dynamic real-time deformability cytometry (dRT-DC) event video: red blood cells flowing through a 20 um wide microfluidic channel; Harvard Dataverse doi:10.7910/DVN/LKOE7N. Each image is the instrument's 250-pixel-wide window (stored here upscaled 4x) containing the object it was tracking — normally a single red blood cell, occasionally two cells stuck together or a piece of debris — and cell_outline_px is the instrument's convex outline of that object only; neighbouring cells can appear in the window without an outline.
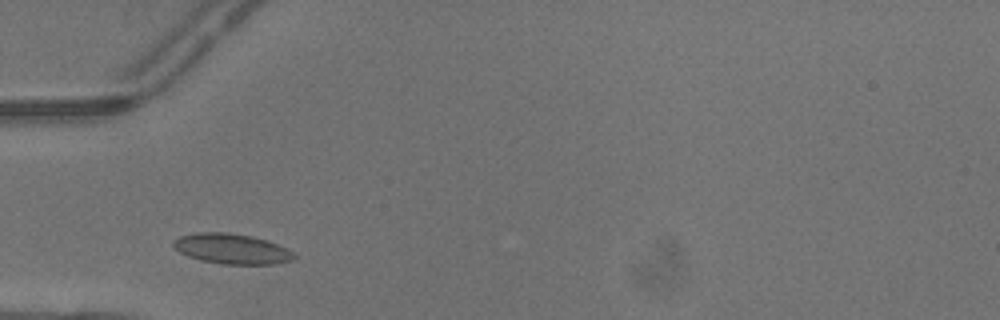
{"species": "common noctule bat (a hibernating species)", "species_latin": "Nyctalus noctula", "temperature_condition": "warm", "stored_images_in_passage": 2, "camera_frame_rate_fps": 3000, "um_per_image_px": 0.085, "animal": {"sex": "male", "body_mass_g": 13.3}, "frame": {"image": 1, "passage_image": 1, "time_ms": 0.0, "image_size_px": [1000, 320], "cell_outline_px": [[296, 260], [276, 264], [220, 264], [200, 260], [188, 256], [172, 248], [172, 240], [180, 236], [196, 232], [224, 232], [252, 236], [268, 240], [292, 252], [296, 256]], "centroid_in_image_um": [19.67, 21.15], "position_along_channel_um": 65.3, "area_um2": 21.44}}
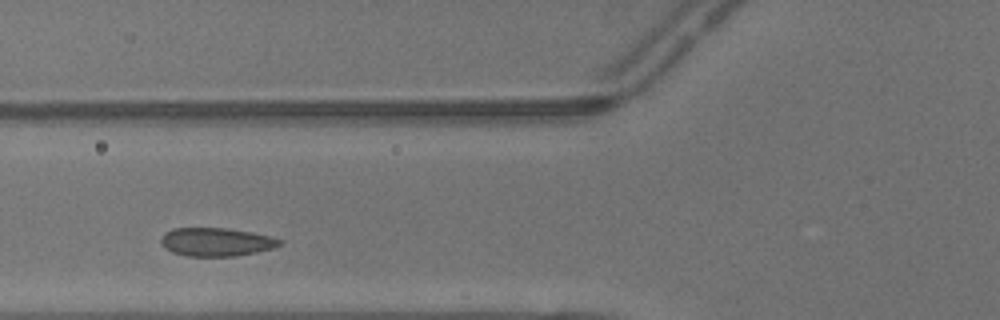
{"frame": {"image": 2, "passage_image": 2, "time_ms": 0.333, "image_size_px": [1000, 320], "cell_outline_px": [[284, 244], [272, 248], [256, 252], [236, 256], [188, 256], [172, 252], [164, 248], [160, 240], [160, 236], [164, 232], [172, 228], [224, 228], [252, 232], [272, 236], [284, 240]], "centroid_in_image_um": [18.39, 20.56], "position_along_channel_um": 107.4, "area_um2": 19.88}}